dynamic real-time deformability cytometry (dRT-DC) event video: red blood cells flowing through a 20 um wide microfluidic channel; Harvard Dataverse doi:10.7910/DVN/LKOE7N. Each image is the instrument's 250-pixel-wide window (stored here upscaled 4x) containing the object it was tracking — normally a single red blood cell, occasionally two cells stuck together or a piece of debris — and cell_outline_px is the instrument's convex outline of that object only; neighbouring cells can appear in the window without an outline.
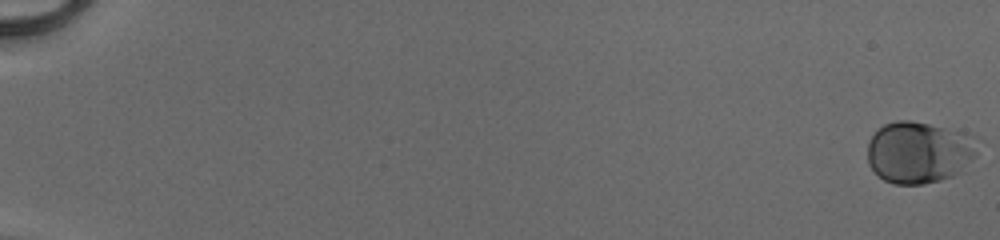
{"species": "human", "species_latin": "Homo sapiens", "temperature_condition": "cold", "stored_images_in_passage": 53, "camera_frame_rate_fps": 3000, "um_per_image_px": 0.085, "donor": {"sex": "male"}, "frame": {"image": 1, "passage_image": 1, "time_ms": 0.0, "image_size_px": [1000, 240], "cell_outline_px": [[984, 140], [976, 156], [964, 172], [940, 180], [924, 184], [896, 184], [884, 180], [868, 164], [868, 140], [884, 124], [896, 120], [912, 120], [976, 136]], "centroid_in_image_um": [78.21, 12.94], "position_along_channel_um": 6.8, "area_um2": 40.34}}
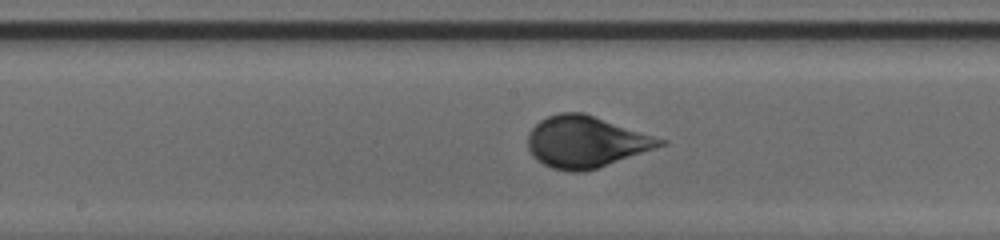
{"frame": {"image": 2, "passage_image": 31, "time_ms": 10.0, "image_size_px": [1000, 240], "cell_outline_px": [[668, 144], [584, 172], [568, 172], [552, 168], [536, 160], [532, 156], [528, 148], [528, 132], [540, 120], [548, 116], [560, 112], [584, 112], [668, 140]], "centroid_in_image_um": [49.8, 12.05], "position_along_channel_um": 198.4, "area_um2": 39.82}}
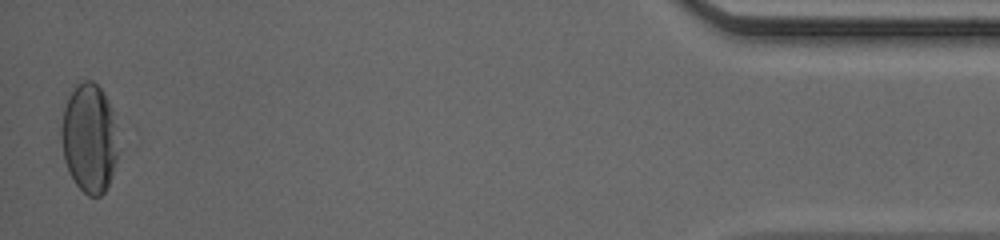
{"frame": {"image": 3, "passage_image": 53, "time_ms": 17.333, "image_size_px": [1000, 240], "cell_outline_px": [[120, 152], [108, 184], [104, 192], [100, 196], [88, 196], [76, 184], [68, 172], [64, 160], [60, 136], [60, 128], [64, 108], [68, 96], [76, 84], [84, 80], [92, 80], [100, 88], [108, 100], [112, 108]], "centroid_in_image_um": [7.59, 11.74], "position_along_channel_um": 427.6, "area_um2": 36.7}, "authors_computed_cell_mechanics": {"area_um2": 37.6278, "velocity_mm_per_s": 4.1039, "shape_relaxation_time_tau1_ms": 3.8101, "shape_relaxation_time_tau2_ms": null, "deformation_change_tau1": 0.1472, "deformation_change_tau2": null}}